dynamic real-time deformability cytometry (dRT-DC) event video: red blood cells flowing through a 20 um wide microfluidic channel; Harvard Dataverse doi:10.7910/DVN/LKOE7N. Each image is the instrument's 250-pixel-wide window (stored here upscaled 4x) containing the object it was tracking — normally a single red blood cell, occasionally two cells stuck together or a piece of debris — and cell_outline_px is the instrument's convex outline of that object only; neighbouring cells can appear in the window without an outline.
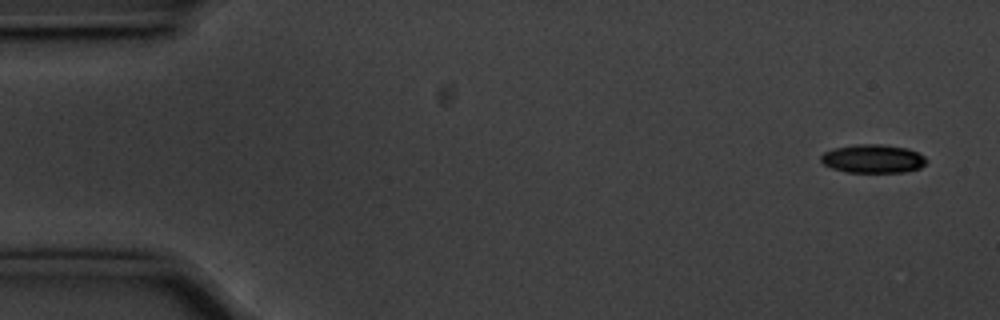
{"species": "common noctule bat (a hibernating species)", "species_latin": "Nyctalus noctula", "temperature_condition": "cold", "stored_images_in_passage": 54, "camera_frame_rate_fps": 3000, "um_per_image_px": 0.085, "animal": {"sex": "male", "body_mass_g": 20.1, "forearm_length_mm": 53.5}, "frame": {"image": 1, "passage_image": 1, "time_ms": 0.0, "image_size_px": [1000, 320], "cell_outline_px": [[928, 160], [920, 168], [904, 172], [844, 172], [832, 168], [824, 164], [820, 160], [820, 156], [824, 152], [832, 148], [856, 144], [880, 144], [908, 148], [924, 156]], "centroid_in_image_um": [74.18, 13.49], "position_along_channel_um": 10.8, "area_um2": 17.63}}
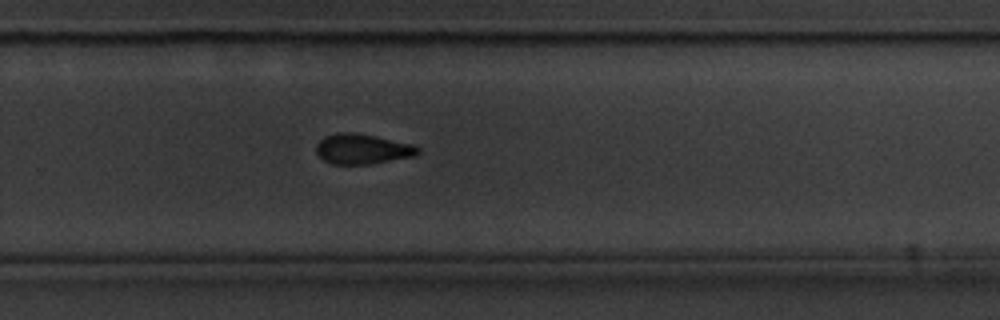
{"frame": {"image": 2, "passage_image": 35, "time_ms": 11.333, "image_size_px": [1000, 320], "cell_outline_px": [[420, 152], [416, 156], [368, 164], [332, 164], [324, 160], [316, 152], [316, 144], [324, 136], [336, 132], [352, 132], [376, 136], [412, 144], [420, 148]], "centroid_in_image_um": [30.8, 12.65], "position_along_channel_um": 299.0, "area_um2": 17.92}}
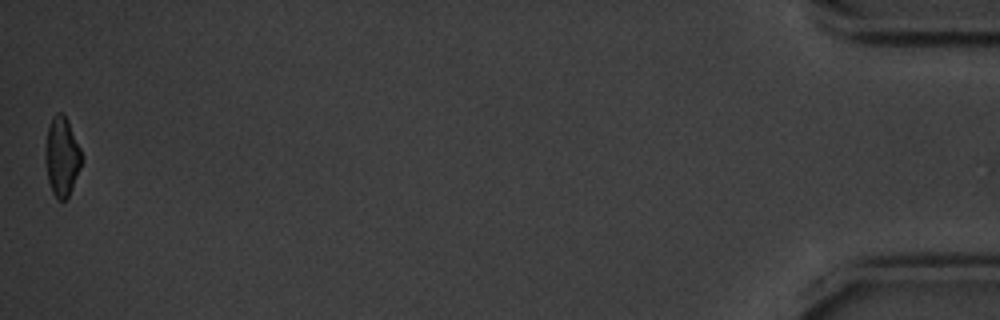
{"frame": {"image": 3, "passage_image": 54, "time_ms": 17.667, "image_size_px": [1000, 320], "cell_outline_px": [[84, 160], [72, 188], [68, 196], [64, 200], [60, 200], [52, 192], [48, 180], [44, 160], [44, 156], [48, 128], [52, 116], [56, 112], [60, 112], [68, 120], [84, 156]], "centroid_in_image_um": [5.27, 13.29], "position_along_channel_um": 429.9, "area_um2": 16.94}, "authors_computed_cell_mechanics": {"area_um2": 18.207, "velocity_mm_per_s": 3.5762, "shape_relaxation_time_tau1_ms": 3.132, "shape_relaxation_time_tau2_ms": 9.2096, "deformation_change_tau1": 0.0995, "deformation_change_tau2": 0.175}}